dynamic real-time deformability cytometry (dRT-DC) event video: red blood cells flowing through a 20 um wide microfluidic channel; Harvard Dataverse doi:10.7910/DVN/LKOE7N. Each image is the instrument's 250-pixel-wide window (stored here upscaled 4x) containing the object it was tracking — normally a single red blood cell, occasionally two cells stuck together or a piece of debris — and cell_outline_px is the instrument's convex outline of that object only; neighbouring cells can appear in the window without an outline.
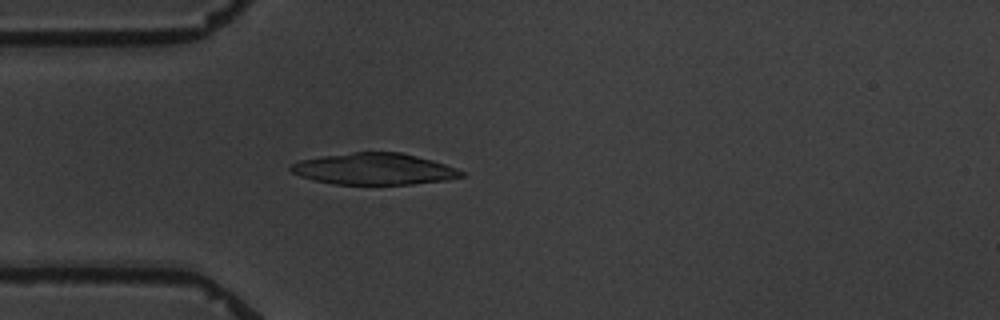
{"species": "common noctule bat (a hibernating species)", "species_latin": "Nyctalus noctula", "temperature_condition": "warm", "stored_images_in_passage": 5, "camera_frame_rate_fps": 3000, "um_per_image_px": 0.085, "animal": {"sex": "male", "body_mass_g": 19.5, "forearm_length_mm": 54.6}, "frame": {"image": 1, "passage_image": 5, "time_ms": 4.667, "image_size_px": [1000, 320], "cell_outline_px": [[464, 176], [444, 180], [412, 184], [332, 184], [300, 176], [292, 172], [288, 168], [292, 164], [300, 160], [324, 156], [352, 152], [400, 152], [432, 160], [456, 168], [464, 172]], "centroid_in_image_um": [31.79, 14.36], "position_along_channel_um": 53.2, "area_um2": 30.98}}